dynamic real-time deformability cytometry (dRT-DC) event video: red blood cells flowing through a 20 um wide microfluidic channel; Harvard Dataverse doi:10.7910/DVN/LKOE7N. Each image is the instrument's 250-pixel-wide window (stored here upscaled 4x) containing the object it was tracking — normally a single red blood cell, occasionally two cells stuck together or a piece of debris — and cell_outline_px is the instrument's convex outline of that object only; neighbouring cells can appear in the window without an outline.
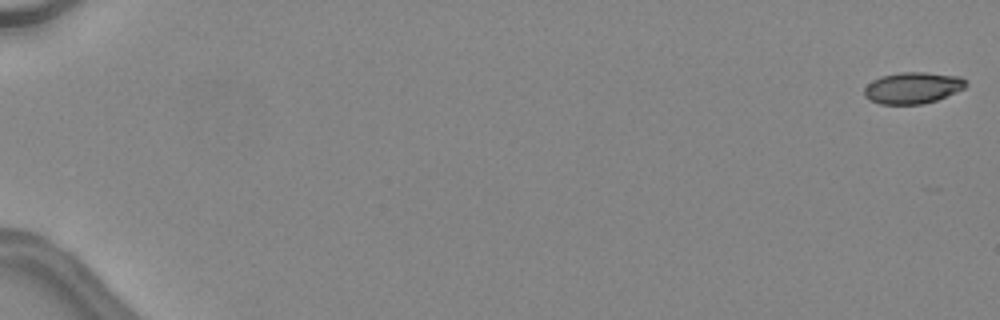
{"species": "common noctule bat (a hibernating species)", "species_latin": "Nyctalus noctula", "temperature_condition": "warm", "stored_images_in_passage": 21, "camera_frame_rate_fps": 3000, "um_per_image_px": 0.085, "animal": {"sex": "female", "body_mass_g": 24.6, "forearm_length_mm": 56.2}, "frame": {"image": 1, "passage_image": 1, "time_ms": 0.0, "image_size_px": [1000, 320], "cell_outline_px": [[968, 84], [964, 88], [956, 92], [936, 100], [924, 104], [880, 104], [864, 96], [864, 88], [872, 80], [880, 76], [900, 72], [924, 72], [960, 76]], "centroid_in_image_um": [77.57, 7.46], "position_along_channel_um": 7.4, "area_um2": 18.61}}